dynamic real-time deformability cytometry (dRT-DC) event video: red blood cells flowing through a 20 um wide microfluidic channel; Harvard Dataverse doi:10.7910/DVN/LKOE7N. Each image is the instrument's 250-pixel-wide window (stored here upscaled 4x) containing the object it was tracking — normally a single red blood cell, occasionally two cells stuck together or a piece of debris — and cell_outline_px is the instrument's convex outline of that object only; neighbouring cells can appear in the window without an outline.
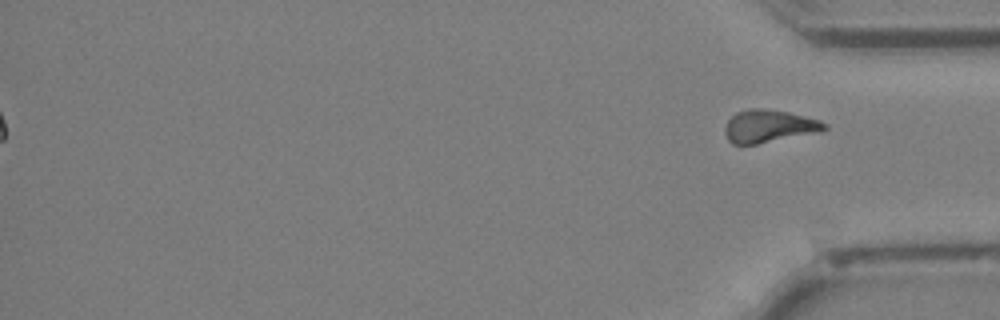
{"species": "Egyptian fruit bat (a non-hibernating species)", "species_latin": "Rousettus aegyptiacus", "temperature_condition": "cold", "stored_images_in_passage": 43, "segment_of_instrument_passage": [2, 2], "camera_frame_rate_fps": 3000, "um_per_image_px": 0.085, "animal": {"sex": "female"}, "frame": {"image": 1, "passage_image": 43, "time_ms": 14.0, "image_size_px": [1000, 320], "cell_outline_px": [[828, 128], [812, 132], [756, 144], [732, 144], [728, 140], [724, 132], [724, 128], [728, 120], [736, 112], [748, 108], [760, 108], [788, 112], [820, 120], [828, 124]], "centroid_in_image_um": [65.29, 10.7], "position_along_channel_um": 369.9, "area_um2": 18.55}}